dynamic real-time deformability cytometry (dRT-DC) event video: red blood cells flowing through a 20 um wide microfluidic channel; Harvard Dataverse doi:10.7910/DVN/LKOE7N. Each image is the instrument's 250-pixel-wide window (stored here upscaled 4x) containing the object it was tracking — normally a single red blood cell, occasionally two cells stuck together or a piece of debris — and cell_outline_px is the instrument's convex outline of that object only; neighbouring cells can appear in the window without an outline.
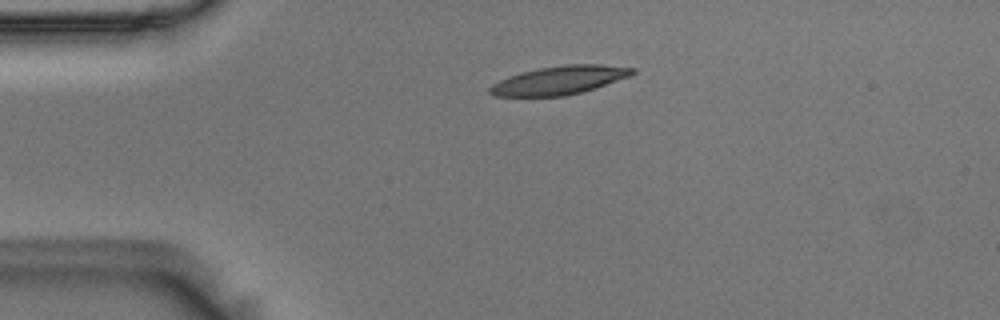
{"species": "Egyptian fruit bat (a non-hibernating species)", "species_latin": "Rousettus aegyptiacus", "temperature_condition": "room temperature", "stored_images_in_passage": 44, "camera_frame_rate_fps": 3000, "um_per_image_px": 0.085, "animal": {"sex": "male"}, "frame": {"image": 1, "passage_image": 1, "time_ms": 0.0, "image_size_px": [1000, 320], "cell_outline_px": [[636, 72], [632, 76], [596, 88], [564, 96], [492, 96], [488, 92], [488, 88], [492, 84], [508, 76], [520, 72], [540, 68], [564, 64], [600, 64], [636, 68]], "centroid_in_image_um": [47.57, 6.81], "position_along_channel_um": 37.4, "area_um2": 23.87}}
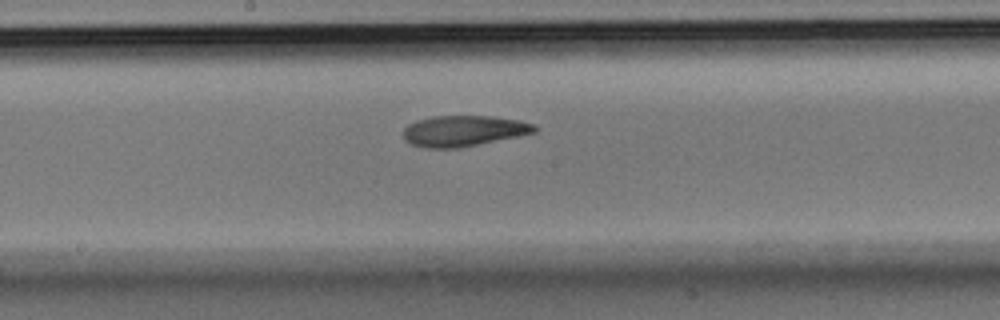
{"frame": {"image": 2, "passage_image": 18, "time_ms": 5.667, "image_size_px": [1000, 320], "cell_outline_px": [[540, 128], [536, 132], [520, 136], [456, 148], [424, 148], [412, 144], [404, 140], [404, 128], [408, 124], [416, 120], [432, 116], [492, 116], [520, 120], [536, 124]], "centroid_in_image_um": [39.44, 11.11], "position_along_channel_um": 208.8, "area_um2": 23.76}}
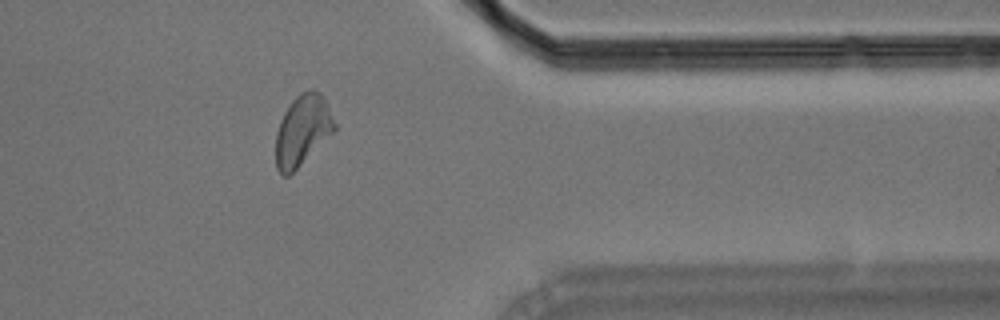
{"frame": {"image": 3, "passage_image": 34, "time_ms": 11.0, "image_size_px": [1000, 320], "cell_outline_px": [[336, 132], [288, 176], [284, 176], [276, 168], [276, 132], [280, 120], [284, 112], [292, 100], [300, 92], [308, 88], [312, 88], [320, 92], [328, 104], [336, 124]], "centroid_in_image_um": [25.74, 11.05], "position_along_channel_um": 385.7, "area_um2": 24.57}, "authors_computed_cell_mechanics": {"area_um2": 23.8425, "velocity_mm_per_s": 3.5845, "shape_relaxation_time_tau1_ms": null, "shape_relaxation_time_tau2_ms": 3.2518, "deformation_change_tau1": null, "deformation_change_tau2": 0.0972}}